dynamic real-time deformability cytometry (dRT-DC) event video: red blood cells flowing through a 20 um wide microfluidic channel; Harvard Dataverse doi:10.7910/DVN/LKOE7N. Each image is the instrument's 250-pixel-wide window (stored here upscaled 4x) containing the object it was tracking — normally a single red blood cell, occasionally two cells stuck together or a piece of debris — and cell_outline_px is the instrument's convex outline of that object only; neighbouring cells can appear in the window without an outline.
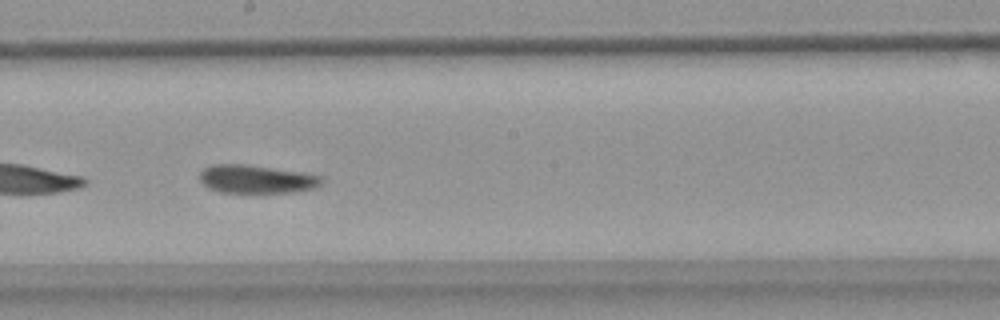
{"species": "common noctule bat (a hibernating species)", "species_latin": "Nyctalus noctula", "temperature_condition": "warm", "stored_images_in_passage": 33, "camera_frame_rate_fps": 3000, "um_per_image_px": 0.085, "animal": {"sex": "female", "body_mass_g": 18.4}, "frame": {"image": 1, "passage_image": 19, "time_ms": 6.0, "image_size_px": [1000, 320], "cell_outline_px": [[324, 180], [316, 188], [292, 192], [220, 192], [208, 188], [200, 180], [200, 172], [204, 168], [212, 164], [244, 164], [300, 172], [320, 176]], "centroid_in_image_um": [21.77, 15.22], "position_along_channel_um": 226.4, "area_um2": 19.88}, "authors_computed_cell_mechanics": {"area_um2": 20.808, "velocity_mm_per_s": 3.6425, "shape_relaxation_time_tau1_ms": 6.633, "shape_relaxation_time_tau2_ms": 2.7587, "deformation_change_tau1": 0.1288, "deformation_change_tau2": 0.0804}}